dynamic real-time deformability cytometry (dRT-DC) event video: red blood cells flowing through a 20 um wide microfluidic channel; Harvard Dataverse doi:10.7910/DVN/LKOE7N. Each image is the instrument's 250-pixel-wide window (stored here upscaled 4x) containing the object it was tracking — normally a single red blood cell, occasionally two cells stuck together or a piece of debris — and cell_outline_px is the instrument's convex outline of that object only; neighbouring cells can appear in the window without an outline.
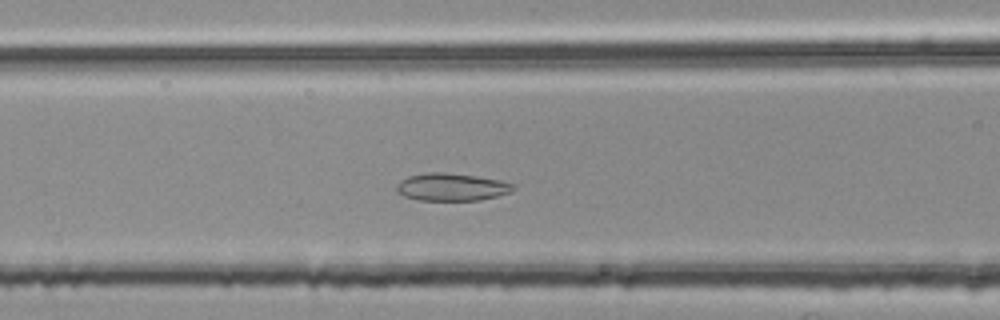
{"species": "common noctule bat (a hibernating species)", "species_latin": "Nyctalus noctula", "temperature_condition": "room temperature", "stored_images_in_passage": 46, "camera_frame_rate_fps": 3000, "um_per_image_px": 0.085, "animal": {"sex": "female", "body_mass_g": 25.1}, "frame": {"image": 1, "passage_image": 17, "time_ms": 5.333, "image_size_px": [1000, 320], "cell_outline_px": [[516, 188], [508, 192], [496, 196], [480, 200], [416, 200], [404, 196], [396, 192], [396, 184], [400, 180], [408, 176], [428, 172], [444, 172], [476, 176], [500, 180], [516, 184]], "centroid_in_image_um": [38.36, 15.89], "position_along_channel_um": 128.2, "area_um2": 18.84}}
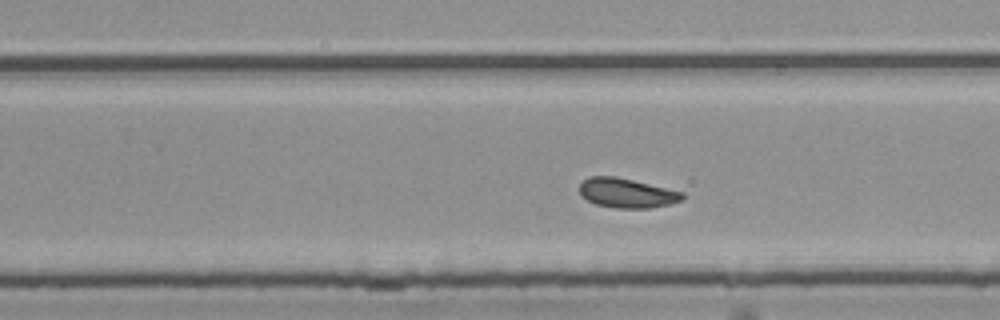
{"frame": {"image": 2, "passage_image": 29, "time_ms": 9.333, "image_size_px": [1000, 320], "cell_outline_px": [[684, 200], [652, 208], [616, 208], [596, 204], [580, 196], [580, 184], [588, 176], [612, 176], [632, 180], [684, 192]], "centroid_in_image_um": [53.28, 16.41], "position_along_channel_um": 276.5, "area_um2": 17.63}}
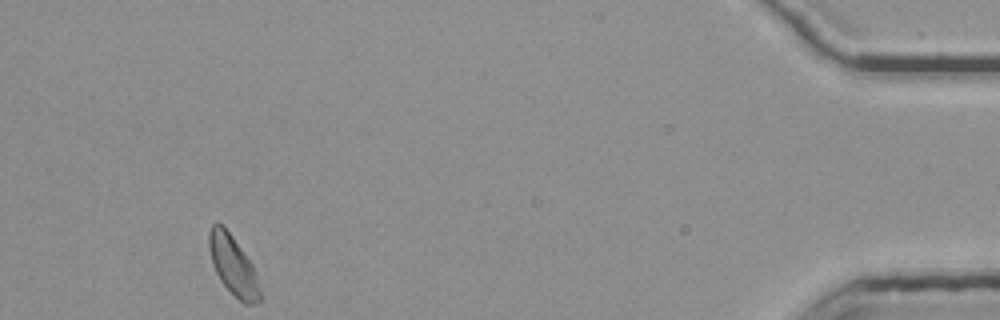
{"frame": {"image": 3, "passage_image": 46, "time_ms": 15.0, "image_size_px": [1000, 320], "cell_outline_px": [[260, 300], [256, 304], [244, 304], [220, 280], [212, 264], [208, 248], [208, 232], [212, 224], [224, 224], [252, 264], [260, 288]], "centroid_in_image_um": [19.79, 22.53], "position_along_channel_um": 415.4, "area_um2": 17.51}, "authors_computed_cell_mechanics": {"area_um2": 18.0914, "velocity_mm_per_s": 3.7236, "shape_relaxation_time_tau1_ms": null, "shape_relaxation_time_tau2_ms": 3.0473, "deformation_change_tau1": null, "deformation_change_tau2": 0.0827}}